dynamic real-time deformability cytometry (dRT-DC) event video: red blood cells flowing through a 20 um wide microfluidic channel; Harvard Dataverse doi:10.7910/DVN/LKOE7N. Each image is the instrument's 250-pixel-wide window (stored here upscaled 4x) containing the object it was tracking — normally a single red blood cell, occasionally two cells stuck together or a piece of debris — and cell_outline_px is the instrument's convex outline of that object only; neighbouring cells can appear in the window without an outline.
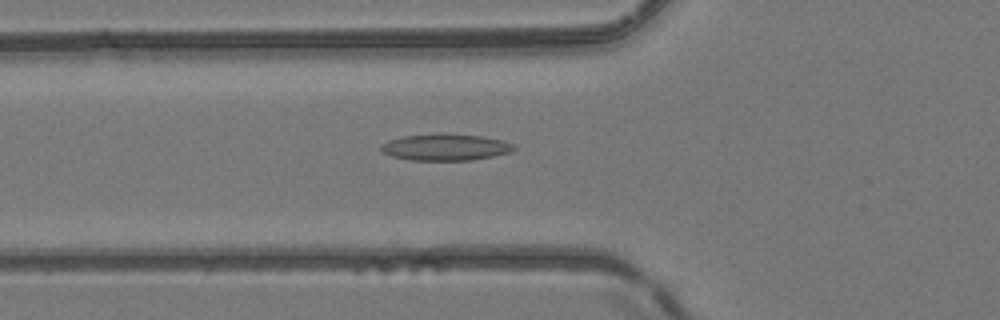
{"species": "common noctule bat (a hibernating species)", "species_latin": "Nyctalus noctula", "temperature_condition": "room temperature", "stored_images_in_passage": 39, "camera_frame_rate_fps": 3000, "um_per_image_px": 0.085, "animal": {"sex": "female", "body_mass_g": 24.6, "forearm_length_mm": 56.2}, "frame": {"image": 1, "passage_image": 18, "time_ms": 5.667, "image_size_px": [1000, 320], "cell_outline_px": [[516, 148], [512, 152], [472, 160], [412, 160], [392, 156], [384, 152], [380, 148], [380, 144], [388, 140], [404, 136], [444, 132], [484, 136], [504, 140], [516, 144]], "centroid_in_image_um": [37.92, 12.49], "position_along_channel_um": 87.9, "area_um2": 20.98}}
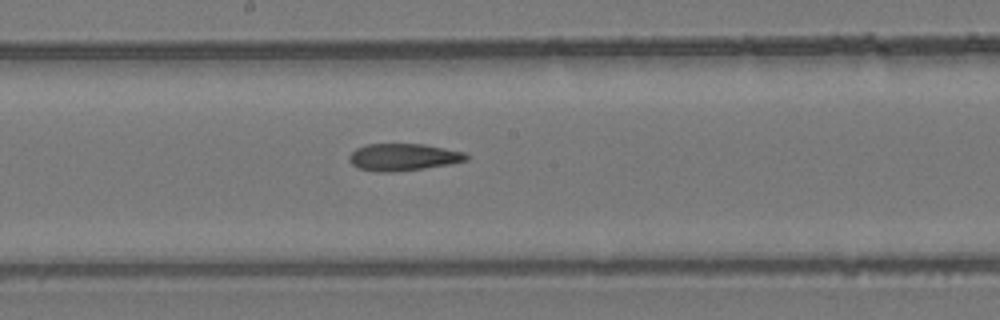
{"frame": {"image": 2, "passage_image": 27, "time_ms": 8.667, "image_size_px": [1000, 320], "cell_outline_px": [[468, 160], [452, 164], [424, 168], [388, 172], [376, 172], [356, 168], [348, 160], [348, 156], [356, 148], [364, 144], [424, 144], [464, 152], [468, 156]], "centroid_in_image_um": [34.24, 13.35], "position_along_channel_um": 214.0, "area_um2": 18.61}}
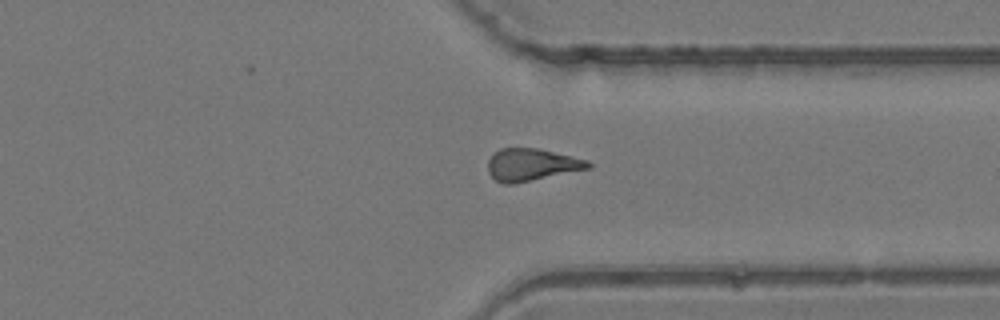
{"frame": {"image": 3, "passage_image": 38, "time_ms": 12.333, "image_size_px": [1000, 320], "cell_outline_px": [[592, 168], [516, 184], [504, 184], [496, 180], [488, 172], [488, 160], [500, 148], [540, 148], [588, 160], [592, 164]], "centroid_in_image_um": [45.22, 14.01], "position_along_channel_um": 366.2, "area_um2": 19.07}}